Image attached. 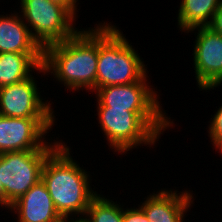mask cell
Segmentation results:
<instances>
[{
  "mask_svg": "<svg viewBox=\"0 0 222 222\" xmlns=\"http://www.w3.org/2000/svg\"><path fill=\"white\" fill-rule=\"evenodd\" d=\"M80 29L72 37L47 46L43 53L46 73L64 85L65 91L97 89L99 24Z\"/></svg>",
  "mask_w": 222,
  "mask_h": 222,
  "instance_id": "obj_1",
  "label": "cell"
},
{
  "mask_svg": "<svg viewBox=\"0 0 222 222\" xmlns=\"http://www.w3.org/2000/svg\"><path fill=\"white\" fill-rule=\"evenodd\" d=\"M70 150L62 141L48 155L41 180L61 216L85 215L98 192L91 188L90 173L73 160Z\"/></svg>",
  "mask_w": 222,
  "mask_h": 222,
  "instance_id": "obj_2",
  "label": "cell"
},
{
  "mask_svg": "<svg viewBox=\"0 0 222 222\" xmlns=\"http://www.w3.org/2000/svg\"><path fill=\"white\" fill-rule=\"evenodd\" d=\"M98 123L111 150L121 155L137 146H155L161 134L174 128L165 111H126L96 107ZM172 126V127H171ZM124 153V154H123Z\"/></svg>",
  "mask_w": 222,
  "mask_h": 222,
  "instance_id": "obj_3",
  "label": "cell"
},
{
  "mask_svg": "<svg viewBox=\"0 0 222 222\" xmlns=\"http://www.w3.org/2000/svg\"><path fill=\"white\" fill-rule=\"evenodd\" d=\"M122 30L109 23H99L97 88L128 85L148 76L147 65Z\"/></svg>",
  "mask_w": 222,
  "mask_h": 222,
  "instance_id": "obj_4",
  "label": "cell"
},
{
  "mask_svg": "<svg viewBox=\"0 0 222 222\" xmlns=\"http://www.w3.org/2000/svg\"><path fill=\"white\" fill-rule=\"evenodd\" d=\"M19 7V14L43 50L72 37L80 30L75 27L76 17L67 8L51 0H20Z\"/></svg>",
  "mask_w": 222,
  "mask_h": 222,
  "instance_id": "obj_5",
  "label": "cell"
},
{
  "mask_svg": "<svg viewBox=\"0 0 222 222\" xmlns=\"http://www.w3.org/2000/svg\"><path fill=\"white\" fill-rule=\"evenodd\" d=\"M53 150L38 149L0 154L3 208L7 209L41 180L43 165Z\"/></svg>",
  "mask_w": 222,
  "mask_h": 222,
  "instance_id": "obj_6",
  "label": "cell"
},
{
  "mask_svg": "<svg viewBox=\"0 0 222 222\" xmlns=\"http://www.w3.org/2000/svg\"><path fill=\"white\" fill-rule=\"evenodd\" d=\"M55 118H19L0 115V154L38 149H55L63 140L47 142ZM48 132V133H47Z\"/></svg>",
  "mask_w": 222,
  "mask_h": 222,
  "instance_id": "obj_7",
  "label": "cell"
},
{
  "mask_svg": "<svg viewBox=\"0 0 222 222\" xmlns=\"http://www.w3.org/2000/svg\"><path fill=\"white\" fill-rule=\"evenodd\" d=\"M191 32L197 33L192 54L197 86L200 91L214 90L222 85V36L208 26L185 33Z\"/></svg>",
  "mask_w": 222,
  "mask_h": 222,
  "instance_id": "obj_8",
  "label": "cell"
},
{
  "mask_svg": "<svg viewBox=\"0 0 222 222\" xmlns=\"http://www.w3.org/2000/svg\"><path fill=\"white\" fill-rule=\"evenodd\" d=\"M35 79L32 75L21 82L0 88V115L19 118H56L50 101L41 98L38 81Z\"/></svg>",
  "mask_w": 222,
  "mask_h": 222,
  "instance_id": "obj_9",
  "label": "cell"
},
{
  "mask_svg": "<svg viewBox=\"0 0 222 222\" xmlns=\"http://www.w3.org/2000/svg\"><path fill=\"white\" fill-rule=\"evenodd\" d=\"M146 76L142 81L128 85H109L94 91L97 107L125 109L126 111H164L159 94ZM148 82V83H147ZM163 109V110H162Z\"/></svg>",
  "mask_w": 222,
  "mask_h": 222,
  "instance_id": "obj_10",
  "label": "cell"
},
{
  "mask_svg": "<svg viewBox=\"0 0 222 222\" xmlns=\"http://www.w3.org/2000/svg\"><path fill=\"white\" fill-rule=\"evenodd\" d=\"M190 191L179 192L163 188L156 193H150L138 206L144 211L149 222H185L184 217H187V212L194 203V193Z\"/></svg>",
  "mask_w": 222,
  "mask_h": 222,
  "instance_id": "obj_11",
  "label": "cell"
},
{
  "mask_svg": "<svg viewBox=\"0 0 222 222\" xmlns=\"http://www.w3.org/2000/svg\"><path fill=\"white\" fill-rule=\"evenodd\" d=\"M7 210L17 214L18 222H60L62 216L49 195L46 185L40 180Z\"/></svg>",
  "mask_w": 222,
  "mask_h": 222,
  "instance_id": "obj_12",
  "label": "cell"
},
{
  "mask_svg": "<svg viewBox=\"0 0 222 222\" xmlns=\"http://www.w3.org/2000/svg\"><path fill=\"white\" fill-rule=\"evenodd\" d=\"M13 12L0 14V53H44L33 39L22 16Z\"/></svg>",
  "mask_w": 222,
  "mask_h": 222,
  "instance_id": "obj_13",
  "label": "cell"
},
{
  "mask_svg": "<svg viewBox=\"0 0 222 222\" xmlns=\"http://www.w3.org/2000/svg\"><path fill=\"white\" fill-rule=\"evenodd\" d=\"M32 70L49 75L43 66V53H0V88L27 79Z\"/></svg>",
  "mask_w": 222,
  "mask_h": 222,
  "instance_id": "obj_14",
  "label": "cell"
},
{
  "mask_svg": "<svg viewBox=\"0 0 222 222\" xmlns=\"http://www.w3.org/2000/svg\"><path fill=\"white\" fill-rule=\"evenodd\" d=\"M222 0H181L177 23L180 31L209 26Z\"/></svg>",
  "mask_w": 222,
  "mask_h": 222,
  "instance_id": "obj_15",
  "label": "cell"
},
{
  "mask_svg": "<svg viewBox=\"0 0 222 222\" xmlns=\"http://www.w3.org/2000/svg\"><path fill=\"white\" fill-rule=\"evenodd\" d=\"M86 215L92 222H123V207L98 194L89 204Z\"/></svg>",
  "mask_w": 222,
  "mask_h": 222,
  "instance_id": "obj_16",
  "label": "cell"
},
{
  "mask_svg": "<svg viewBox=\"0 0 222 222\" xmlns=\"http://www.w3.org/2000/svg\"><path fill=\"white\" fill-rule=\"evenodd\" d=\"M212 119V120H211ZM210 119V124L208 126V137H210L213 149L219 150L222 153V106L215 111L214 115Z\"/></svg>",
  "mask_w": 222,
  "mask_h": 222,
  "instance_id": "obj_17",
  "label": "cell"
},
{
  "mask_svg": "<svg viewBox=\"0 0 222 222\" xmlns=\"http://www.w3.org/2000/svg\"><path fill=\"white\" fill-rule=\"evenodd\" d=\"M123 222H149V220L139 206L127 209L123 207Z\"/></svg>",
  "mask_w": 222,
  "mask_h": 222,
  "instance_id": "obj_18",
  "label": "cell"
},
{
  "mask_svg": "<svg viewBox=\"0 0 222 222\" xmlns=\"http://www.w3.org/2000/svg\"><path fill=\"white\" fill-rule=\"evenodd\" d=\"M208 27L222 36V3L219 5V8L214 13L212 22Z\"/></svg>",
  "mask_w": 222,
  "mask_h": 222,
  "instance_id": "obj_19",
  "label": "cell"
},
{
  "mask_svg": "<svg viewBox=\"0 0 222 222\" xmlns=\"http://www.w3.org/2000/svg\"><path fill=\"white\" fill-rule=\"evenodd\" d=\"M52 2L58 3L65 8H67L75 17H78L77 14V7H78V0H51ZM78 2V3H77ZM77 3V4H76Z\"/></svg>",
  "mask_w": 222,
  "mask_h": 222,
  "instance_id": "obj_20",
  "label": "cell"
},
{
  "mask_svg": "<svg viewBox=\"0 0 222 222\" xmlns=\"http://www.w3.org/2000/svg\"><path fill=\"white\" fill-rule=\"evenodd\" d=\"M75 217V219H74ZM60 222H92L87 215H76L74 216H62Z\"/></svg>",
  "mask_w": 222,
  "mask_h": 222,
  "instance_id": "obj_21",
  "label": "cell"
},
{
  "mask_svg": "<svg viewBox=\"0 0 222 222\" xmlns=\"http://www.w3.org/2000/svg\"><path fill=\"white\" fill-rule=\"evenodd\" d=\"M0 207L3 209V187L0 180Z\"/></svg>",
  "mask_w": 222,
  "mask_h": 222,
  "instance_id": "obj_22",
  "label": "cell"
}]
</instances>
